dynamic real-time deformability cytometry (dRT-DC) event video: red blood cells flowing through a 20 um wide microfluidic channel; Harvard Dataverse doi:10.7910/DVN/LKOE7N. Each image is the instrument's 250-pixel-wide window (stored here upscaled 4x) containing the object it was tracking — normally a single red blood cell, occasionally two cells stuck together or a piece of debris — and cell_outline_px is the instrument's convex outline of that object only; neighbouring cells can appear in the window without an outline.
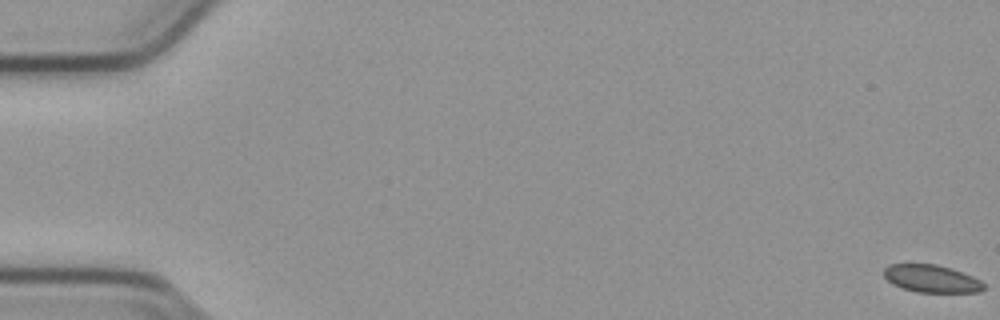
{"species": "common noctule bat (a hibernating species)", "species_latin": "Nyctalus noctula", "temperature_condition": "cold", "stored_images_in_passage": 14, "camera_frame_rate_fps": 3000, "um_per_image_px": 0.085, "animal": {"sex": "male", "body_mass_g": 23.1, "forearm_length_mm": 52.7}, "frame": {"image": 1, "passage_image": 1, "time_ms": 0.0, "image_size_px": [1000, 320], "cell_outline_px": [[984, 288], [980, 292], [916, 292], [892, 284], [884, 276], [884, 268], [888, 264], [936, 264], [952, 268], [972, 276], [980, 280], [984, 284]], "centroid_in_image_um": [79.17, 23.68], "position_along_channel_um": 5.8, "area_um2": 16.01}}